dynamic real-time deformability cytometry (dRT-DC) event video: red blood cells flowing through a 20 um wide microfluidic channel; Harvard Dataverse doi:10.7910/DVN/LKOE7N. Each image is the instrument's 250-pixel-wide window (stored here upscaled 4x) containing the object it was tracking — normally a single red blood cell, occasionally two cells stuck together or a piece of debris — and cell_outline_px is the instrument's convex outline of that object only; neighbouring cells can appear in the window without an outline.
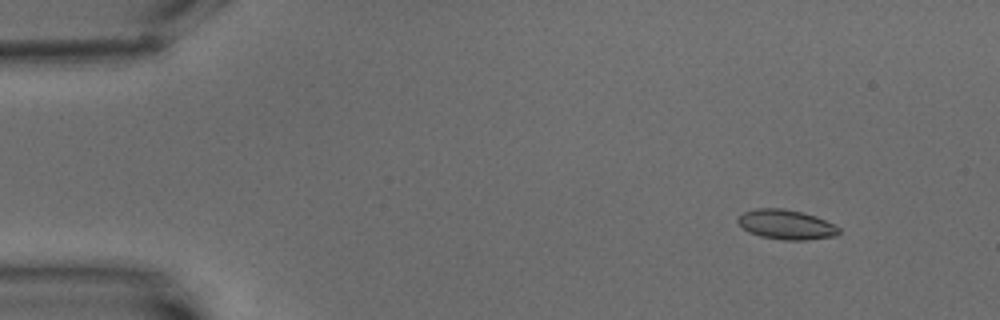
{"species": "common noctule bat (a hibernating species)", "species_latin": "Nyctalus noctula", "temperature_condition": "warm", "stored_images_in_passage": 4, "camera_frame_rate_fps": 3000, "um_per_image_px": 0.085, "animal": {"sex": "male", "body_mass_g": 15.6}, "frame": {"image": 1, "passage_image": 2, "time_ms": 1.0, "image_size_px": [1000, 320], "cell_outline_px": [[840, 232], [836, 236], [804, 240], [784, 240], [760, 236], [748, 232], [736, 220], [744, 212], [756, 208], [784, 208], [804, 212], [816, 216], [840, 228]], "centroid_in_image_um": [66.83, 19.08], "position_along_channel_um": 18.2, "area_um2": 17.46}}
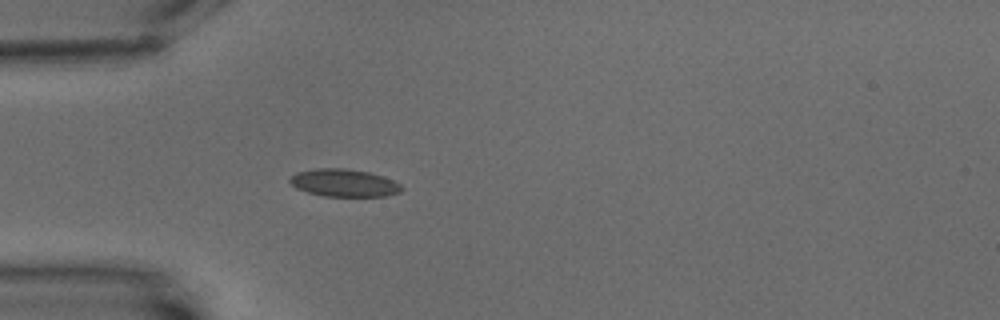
{"frame": {"image": 2, "passage_image": 4, "time_ms": 5.0, "image_size_px": [1000, 320], "cell_outline_px": [[404, 188], [400, 192], [384, 196], [324, 196], [308, 192], [296, 188], [288, 180], [288, 176], [296, 172], [316, 168], [344, 168], [368, 172], [384, 176], [400, 184]], "centroid_in_image_um": [29.21, 15.54], "position_along_channel_um": 55.8, "area_um2": 18.03}}